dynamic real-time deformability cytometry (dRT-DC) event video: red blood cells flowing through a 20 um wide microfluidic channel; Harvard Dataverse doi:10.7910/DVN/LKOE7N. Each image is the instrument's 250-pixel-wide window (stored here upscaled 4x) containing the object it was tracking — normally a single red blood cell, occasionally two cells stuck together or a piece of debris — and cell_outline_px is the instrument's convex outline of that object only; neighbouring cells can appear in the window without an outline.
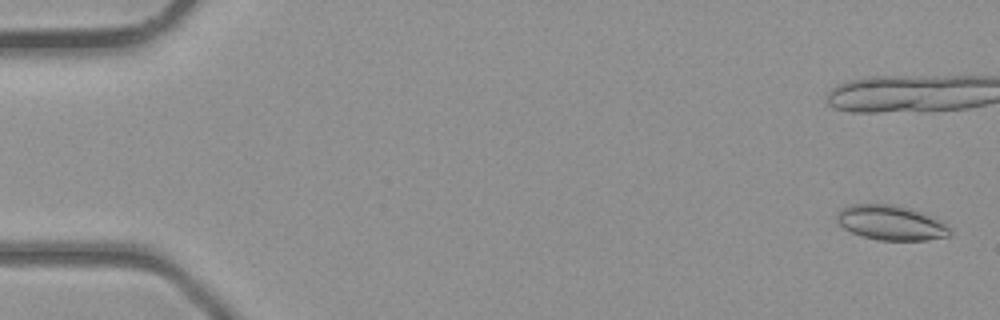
{"species": "common noctule bat (a hibernating species)", "species_latin": "Nyctalus noctula", "temperature_condition": "room temperature", "stored_images_in_passage": 8, "camera_frame_rate_fps": 3000, "um_per_image_px": 0.085, "animal": {"sex": "male", "body_mass_g": 23.1, "forearm_length_mm": 52.7}, "frame": {"image": 1, "passage_image": 2, "time_ms": 0.333, "image_size_px": [1000, 320], "cell_outline_px": [[952, 232], [948, 236], [928, 240], [880, 240], [864, 236], [852, 232], [844, 228], [836, 220], [836, 212], [840, 208], [852, 204], [892, 204], [908, 208], [932, 216], [948, 224]], "centroid_in_image_um": [75.73, 18.93], "position_along_channel_um": 9.3, "area_um2": 22.95}}